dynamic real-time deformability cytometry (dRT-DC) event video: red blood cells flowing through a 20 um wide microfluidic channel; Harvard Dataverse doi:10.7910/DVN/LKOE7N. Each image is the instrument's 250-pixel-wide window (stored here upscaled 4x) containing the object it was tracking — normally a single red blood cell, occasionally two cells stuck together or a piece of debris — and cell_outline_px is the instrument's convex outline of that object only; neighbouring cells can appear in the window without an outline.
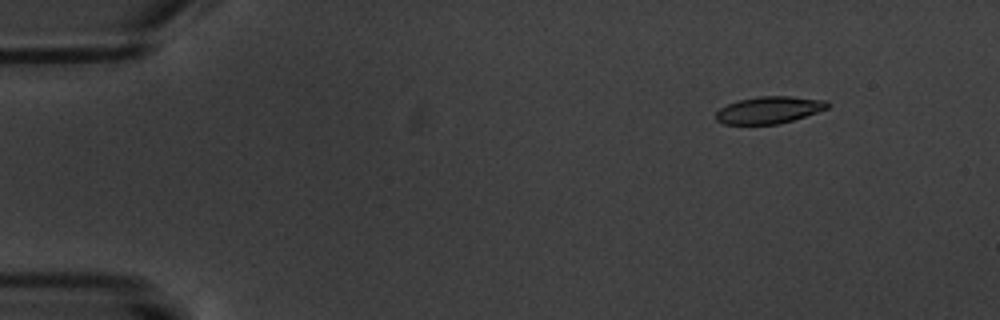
{"species": "common noctule bat (a hibernating species)", "species_latin": "Nyctalus noctula", "temperature_condition": "warm", "stored_images_in_passage": 5, "camera_frame_rate_fps": 3000, "um_per_image_px": 0.085, "animal": {"sex": "male", "body_mass_g": 20.1, "forearm_length_mm": 53.5}, "frame": {"image": 1, "passage_image": 3, "time_ms": 2.333, "image_size_px": [1000, 320], "cell_outline_px": [[828, 108], [780, 124], [724, 124], [716, 120], [716, 112], [720, 108], [728, 104], [740, 100], [760, 96], [792, 96], [824, 100], [828, 104]], "centroid_in_image_um": [65.34, 9.35], "position_along_channel_um": 19.7, "area_um2": 17.34}}
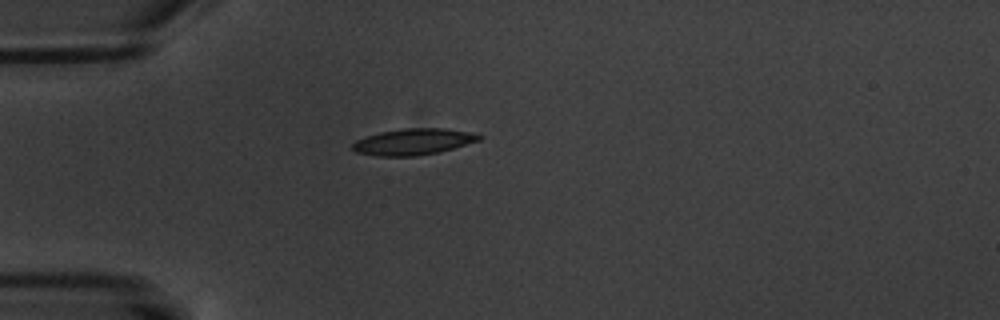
{"frame": {"image": 2, "passage_image": 5, "time_ms": 5.667, "image_size_px": [1000, 320], "cell_outline_px": [[484, 136], [480, 140], [452, 148], [436, 152], [416, 156], [376, 156], [356, 152], [352, 148], [352, 144], [356, 140], [380, 132], [404, 128], [444, 128], [468, 132]], "centroid_in_image_um": [35.11, 12.04], "position_along_channel_um": 49.9, "area_um2": 19.13}}